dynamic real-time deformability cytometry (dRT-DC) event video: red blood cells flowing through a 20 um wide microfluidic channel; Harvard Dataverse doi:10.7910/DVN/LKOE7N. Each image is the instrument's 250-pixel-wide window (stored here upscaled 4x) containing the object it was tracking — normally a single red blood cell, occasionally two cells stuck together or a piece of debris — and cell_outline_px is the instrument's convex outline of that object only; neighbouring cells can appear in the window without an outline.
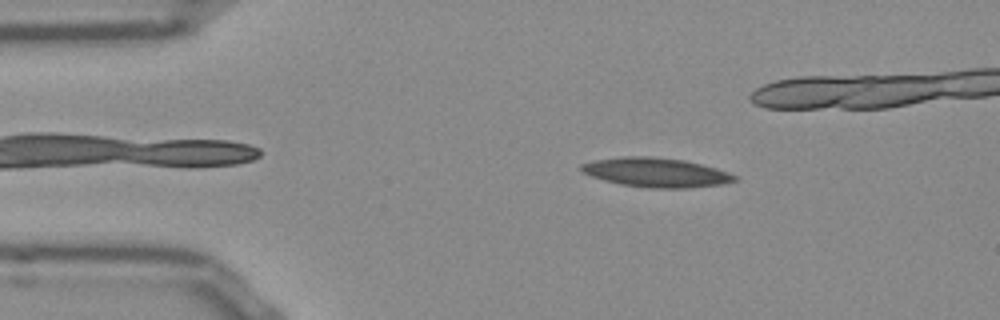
{"species": "Egyptian fruit bat (a non-hibernating species)", "species_latin": "Rousettus aegyptiacus", "temperature_condition": "room temperature", "stored_images_in_passage": 52, "camera_frame_rate_fps": 3000, "um_per_image_px": 0.085, "frame": {"image": 1, "passage_image": 8, "time_ms": 2.333, "image_size_px": [1000, 320], "cell_outline_px": [[740, 180], [724, 184], [684, 188], [648, 188], [620, 184], [604, 180], [592, 176], [584, 172], [580, 168], [580, 164], [596, 160], [624, 156], [648, 156], [684, 160], [716, 168], [728, 172], [736, 176]], "centroid_in_image_um": [55.8, 14.66], "position_along_channel_um": 29.2, "area_um2": 26.07}}
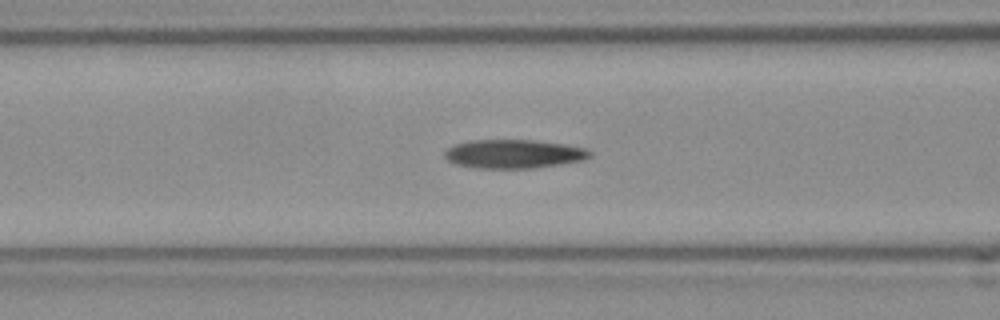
{"frame": {"image": 2, "passage_image": 19, "time_ms": 6.0, "image_size_px": [1000, 320], "cell_outline_px": [[592, 156], [584, 160], [536, 168], [476, 168], [456, 164], [448, 160], [444, 156], [444, 152], [448, 148], [456, 144], [472, 140], [532, 140], [564, 144], [588, 148], [592, 152]], "centroid_in_image_um": [43.71, 13.08], "position_along_channel_um": 122.9, "area_um2": 24.39}}
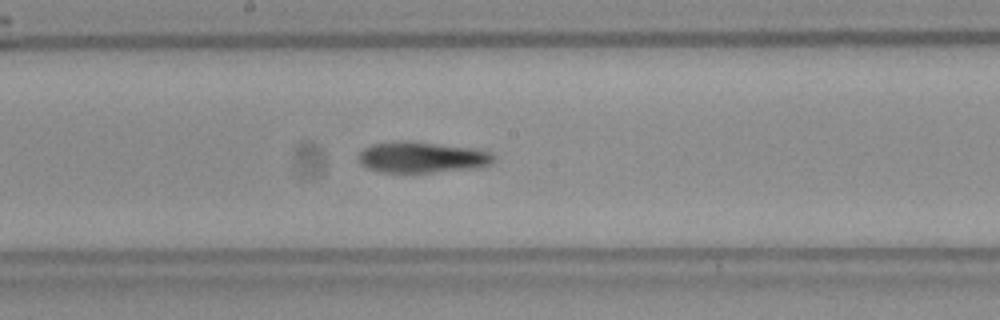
{"frame": {"image": 3, "passage_image": 26, "time_ms": 8.333, "image_size_px": [1000, 320], "cell_outline_px": [[496, 160], [488, 164], [476, 168], [432, 172], [384, 172], [368, 168], [360, 164], [356, 156], [364, 148], [372, 144], [400, 140], [408, 140], [476, 148], [492, 152], [496, 156]], "centroid_in_image_um": [35.88, 13.35], "position_along_channel_um": 212.3, "area_um2": 24.74}, "authors_computed_cell_mechanics": {"area_um2": 24.7095, "velocity_mm_per_s": 3.8422, "shape_relaxation_time_tau1_ms": null, "shape_relaxation_time_tau2_ms": 8.6553, "deformation_change_tau1": null, "deformation_change_tau2": 0.197}}